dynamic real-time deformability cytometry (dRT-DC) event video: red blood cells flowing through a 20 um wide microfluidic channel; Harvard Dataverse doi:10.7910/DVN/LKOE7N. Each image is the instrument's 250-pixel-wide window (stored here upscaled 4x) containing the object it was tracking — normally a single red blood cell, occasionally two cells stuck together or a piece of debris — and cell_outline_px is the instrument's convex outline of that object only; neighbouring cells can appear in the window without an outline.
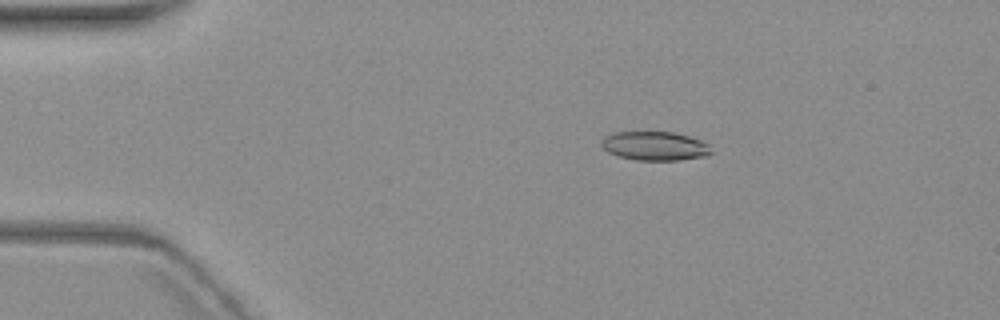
{"species": "common noctule bat (a hibernating species)", "species_latin": "Nyctalus noctula", "temperature_condition": "warm", "stored_images_in_passage": 5, "camera_frame_rate_fps": 3000, "um_per_image_px": 0.085, "animal": {"sex": "female", "body_mass_g": 19.3, "forearm_length_mm": 54.1}, "frame": {"image": 1, "passage_image": 3, "time_ms": 2.333, "image_size_px": [1000, 320], "cell_outline_px": [[712, 152], [704, 156], [680, 160], [636, 160], [620, 156], [608, 152], [600, 144], [604, 136], [612, 132], [672, 132], [688, 136], [700, 140], [708, 144]], "centroid_in_image_um": [55.63, 12.4], "position_along_channel_um": 29.4, "area_um2": 18.38}}
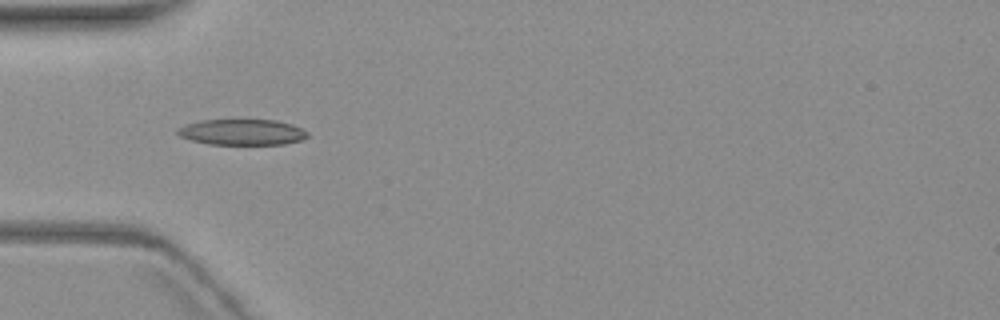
{"frame": {"image": 2, "passage_image": 5, "time_ms": 5.0, "image_size_px": [1000, 320], "cell_outline_px": [[308, 136], [300, 140], [284, 144], [208, 144], [192, 140], [180, 136], [176, 132], [176, 128], [184, 124], [200, 120], [276, 120], [292, 124], [308, 132]], "centroid_in_image_um": [20.54, 11.22], "position_along_channel_um": 64.5, "area_um2": 19.54}}